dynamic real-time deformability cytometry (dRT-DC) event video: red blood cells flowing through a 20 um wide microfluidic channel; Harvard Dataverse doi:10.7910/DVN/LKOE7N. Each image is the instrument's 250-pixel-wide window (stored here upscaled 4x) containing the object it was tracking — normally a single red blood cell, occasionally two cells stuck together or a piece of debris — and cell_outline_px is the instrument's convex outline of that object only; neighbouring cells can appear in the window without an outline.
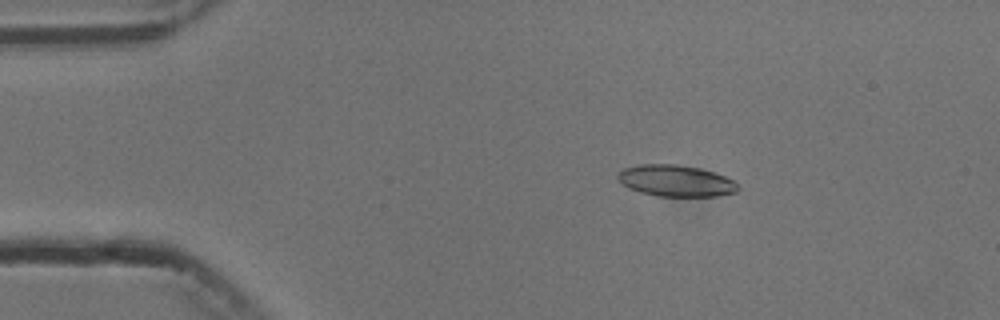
{"species": "common noctule bat (a hibernating species)", "species_latin": "Nyctalus noctula", "temperature_condition": "cold", "stored_images_in_passage": 5, "camera_frame_rate_fps": 3000, "um_per_image_px": 0.085, "animal": {"sex": "male", "body_mass_g": 13.3}, "frame": {"image": 1, "passage_image": 3, "time_ms": 2.333, "image_size_px": [1000, 320], "cell_outline_px": [[740, 188], [736, 192], [716, 196], [656, 196], [640, 192], [628, 188], [616, 176], [624, 168], [640, 164], [676, 164], [700, 168], [724, 176], [732, 180]], "centroid_in_image_um": [57.44, 15.37], "position_along_channel_um": 27.6, "area_um2": 21.85}}
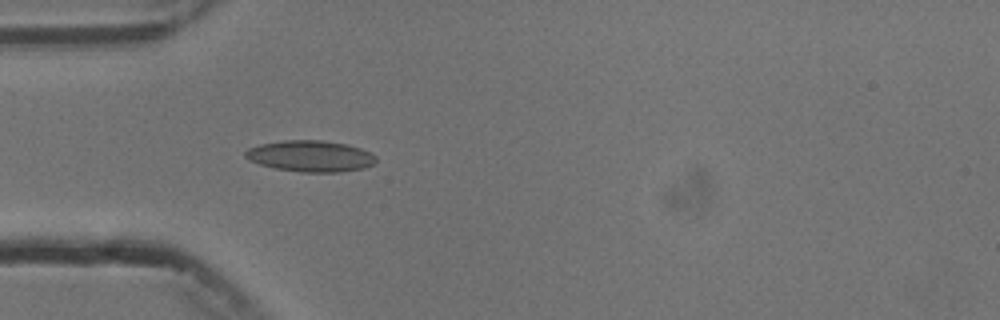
{"frame": {"image": 2, "passage_image": 5, "time_ms": 4.667, "image_size_px": [1000, 320], "cell_outline_px": [[376, 160], [372, 164], [364, 168], [340, 172], [300, 172], [276, 168], [260, 164], [244, 156], [244, 152], [248, 148], [260, 144], [284, 140], [324, 140], [348, 144], [360, 148], [376, 156]], "centroid_in_image_um": [26.4, 13.26], "position_along_channel_um": 58.6, "area_um2": 23.7}}